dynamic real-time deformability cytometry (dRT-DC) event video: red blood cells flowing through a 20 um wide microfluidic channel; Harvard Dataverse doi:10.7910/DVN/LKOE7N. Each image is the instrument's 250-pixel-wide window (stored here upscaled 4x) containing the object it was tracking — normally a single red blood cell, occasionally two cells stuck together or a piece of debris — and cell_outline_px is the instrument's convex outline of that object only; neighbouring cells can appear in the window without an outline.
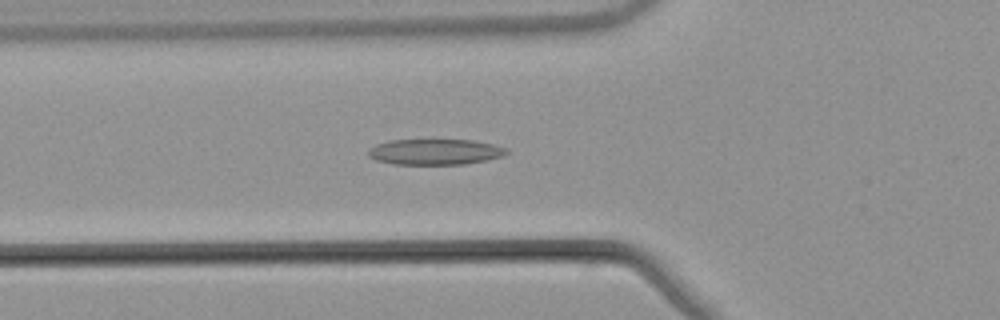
{"species": "common noctule bat (a hibernating species)", "species_latin": "Nyctalus noctula", "temperature_condition": "warm", "stored_images_in_passage": 54, "segment_of_instrument_passage": [1, 2], "camera_frame_rate_fps": 3000, "um_per_image_px": 0.085, "animal": {"sex": "male", "body_mass_g": 21.5, "forearm_length_mm": 52.0}, "frame": {"image": 1, "passage_image": 19, "time_ms": 6.0, "image_size_px": [1000, 320], "cell_outline_px": [[508, 152], [504, 156], [488, 160], [464, 164], [392, 164], [376, 160], [368, 156], [368, 152], [376, 144], [392, 140], [472, 140], [492, 144], [508, 148]], "centroid_in_image_um": [37.02, 12.91], "position_along_channel_um": 88.8, "area_um2": 20.69}}
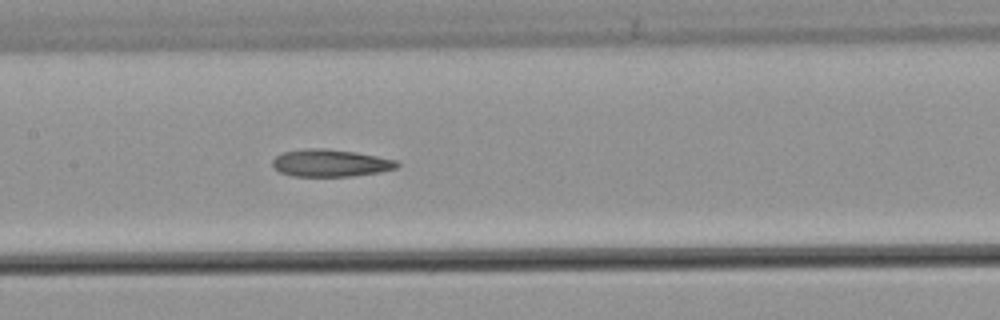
{"frame": {"image": 2, "passage_image": 26, "time_ms": 8.333, "image_size_px": [1000, 320], "cell_outline_px": [[400, 164], [396, 168], [380, 172], [352, 176], [292, 176], [280, 172], [272, 164], [272, 160], [276, 156], [284, 152], [308, 148], [324, 148], [356, 152], [396, 160]], "centroid_in_image_um": [28.09, 13.86], "position_along_channel_um": 179.3, "area_um2": 19.71}}
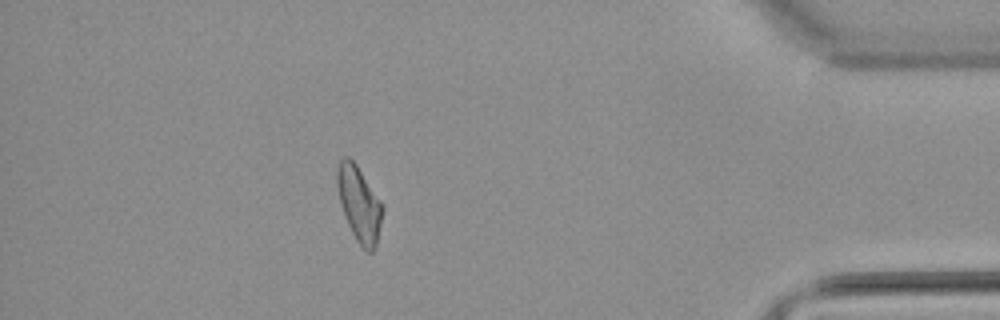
{"frame": {"image": 3, "passage_image": 47, "time_ms": 15.333, "image_size_px": [1000, 320], "cell_outline_px": [[384, 208], [376, 244], [372, 252], [368, 252], [356, 240], [344, 216], [340, 204], [336, 184], [336, 168], [340, 160], [344, 156], [348, 156], [356, 164], [380, 200]], "centroid_in_image_um": [30.5, 17.3], "position_along_channel_um": 404.7, "area_um2": 19.77}}